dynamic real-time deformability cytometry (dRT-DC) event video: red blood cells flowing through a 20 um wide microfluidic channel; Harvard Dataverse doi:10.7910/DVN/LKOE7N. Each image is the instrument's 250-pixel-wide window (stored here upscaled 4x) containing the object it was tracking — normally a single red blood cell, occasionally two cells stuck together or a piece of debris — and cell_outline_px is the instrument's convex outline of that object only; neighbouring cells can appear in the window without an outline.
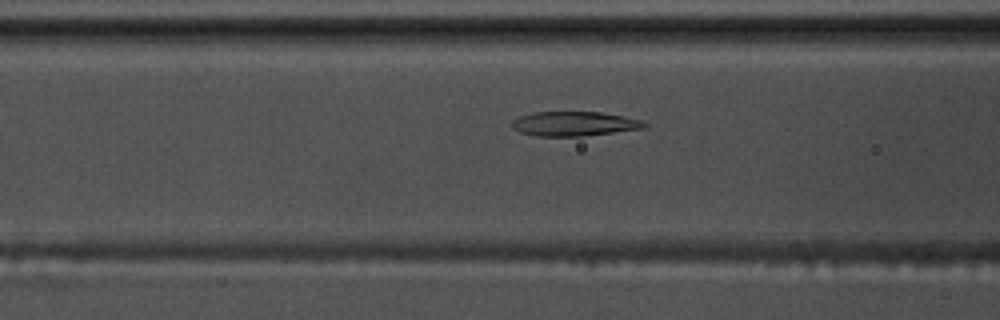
{"species": "common noctule bat (a hibernating species)", "species_latin": "Nyctalus noctula", "temperature_condition": "warm", "stored_images_in_passage": 39, "camera_frame_rate_fps": 3000, "um_per_image_px": 0.085, "animal": {"sex": "male", "body_mass_g": 17.5, "forearm_length_mm": 52.3}, "frame": {"image": 1, "passage_image": 12, "time_ms": 3.667, "image_size_px": [1000, 320], "cell_outline_px": [[648, 128], [580, 136], [536, 136], [520, 132], [512, 128], [512, 120], [520, 116], [532, 112], [600, 112], [624, 116], [644, 120], [648, 124]], "centroid_in_image_um": [48.85, 10.52], "position_along_channel_um": 117.8, "area_um2": 19.02}}
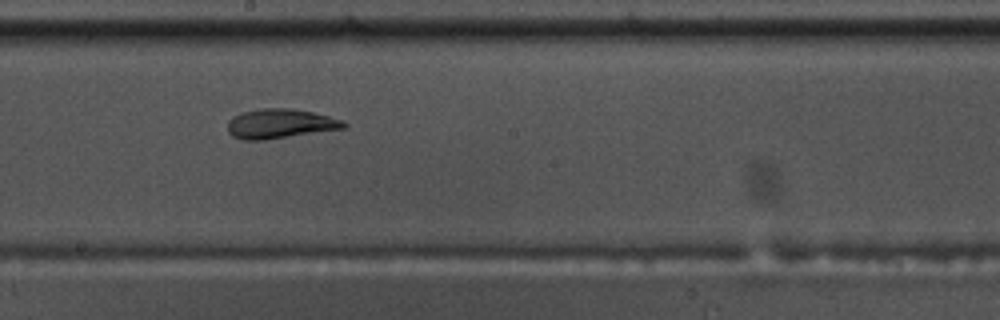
{"frame": {"image": 2, "passage_image": 21, "time_ms": 6.667, "image_size_px": [1000, 320], "cell_outline_px": [[348, 124], [344, 128], [264, 140], [244, 140], [232, 136], [228, 132], [228, 120], [232, 116], [240, 112], [260, 108], [292, 108], [312, 112], [344, 120]], "centroid_in_image_um": [23.77, 10.5], "position_along_channel_um": 224.4, "area_um2": 20.06}}
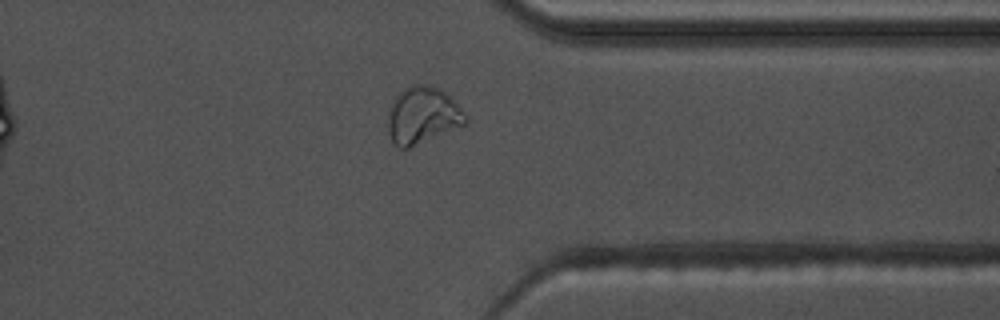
{"frame": {"image": 3, "passage_image": 34, "time_ms": 11.0, "image_size_px": [1000, 320], "cell_outline_px": [[468, 124], [408, 148], [400, 148], [392, 140], [388, 132], [388, 112], [392, 100], [404, 88], [412, 84], [432, 84], [452, 96], [468, 120]], "centroid_in_image_um": [35.93, 9.78], "position_along_channel_um": 375.5, "area_um2": 25.95}, "authors_computed_cell_mechanics": {"area_um2": 19.9988, "velocity_mm_per_s": 3.5655, "shape_relaxation_time_tau1_ms": null, "shape_relaxation_time_tau2_ms": 2.2797, "deformation_change_tau1": null, "deformation_change_tau2": 0.0784}}